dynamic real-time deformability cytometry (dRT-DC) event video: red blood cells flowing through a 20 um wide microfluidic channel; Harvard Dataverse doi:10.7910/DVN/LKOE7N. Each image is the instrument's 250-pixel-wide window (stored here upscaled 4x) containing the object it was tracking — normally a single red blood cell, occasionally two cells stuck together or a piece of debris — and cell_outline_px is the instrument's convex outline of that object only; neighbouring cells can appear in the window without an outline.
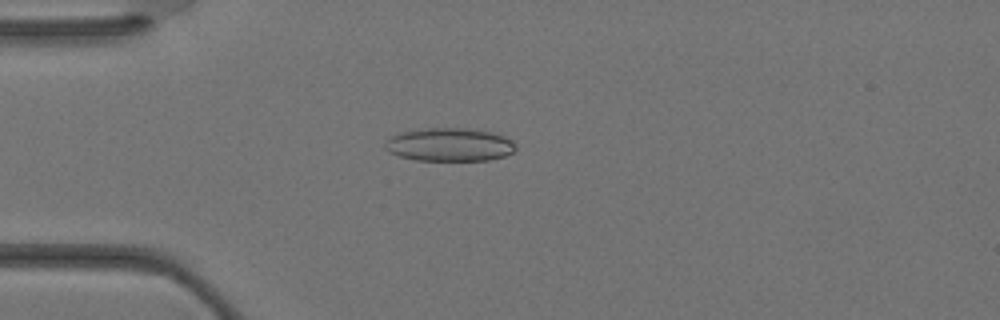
{"species": "Egyptian fruit bat (a non-hibernating species)", "species_latin": "Rousettus aegyptiacus", "temperature_condition": "warm", "stored_images_in_passage": 36, "camera_frame_rate_fps": 3000, "um_per_image_px": 0.085, "animal": {"sex": "female"}, "frame": {"image": 1, "passage_image": 10, "time_ms": 3.0, "image_size_px": [1000, 320], "cell_outline_px": [[516, 148], [512, 152], [504, 156], [488, 160], [416, 160], [400, 156], [388, 152], [384, 148], [384, 144], [396, 132], [424, 128], [464, 128], [496, 132], [512, 140], [516, 144]], "centroid_in_image_um": [38.2, 12.28], "position_along_channel_um": 46.8, "area_um2": 25.55}}
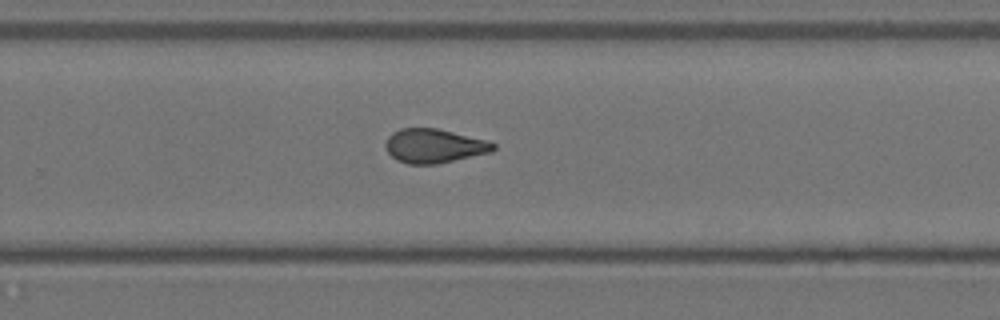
{"frame": {"image": 2, "passage_image": 24, "time_ms": 7.667, "image_size_px": [1000, 320], "cell_outline_px": [[496, 148], [492, 152], [436, 164], [408, 164], [396, 160], [388, 152], [384, 144], [388, 136], [392, 132], [400, 128], [436, 128], [488, 140], [496, 144]], "centroid_in_image_um": [36.9, 12.4], "position_along_channel_um": 292.9, "area_um2": 21.5}}
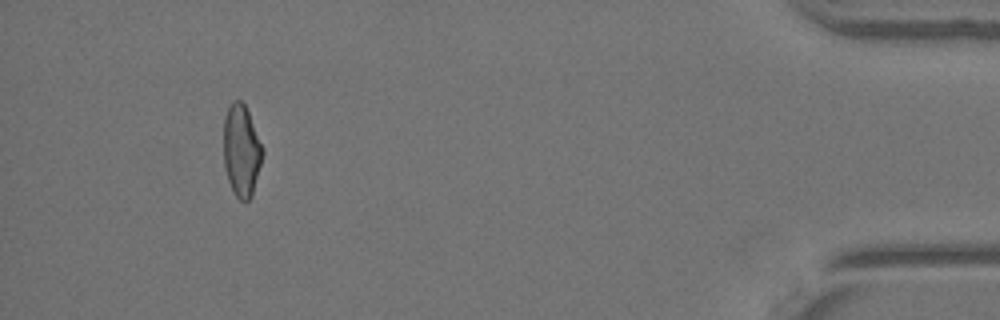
{"frame": {"image": 3, "passage_image": 34, "time_ms": 11.0, "image_size_px": [1000, 320], "cell_outline_px": [[264, 152], [252, 196], [248, 200], [240, 200], [236, 196], [228, 180], [224, 164], [224, 116], [232, 100], [240, 100], [244, 104], [248, 112], [264, 148]], "centroid_in_image_um": [20.53, 12.78], "position_along_channel_um": 414.7, "area_um2": 20.81}}